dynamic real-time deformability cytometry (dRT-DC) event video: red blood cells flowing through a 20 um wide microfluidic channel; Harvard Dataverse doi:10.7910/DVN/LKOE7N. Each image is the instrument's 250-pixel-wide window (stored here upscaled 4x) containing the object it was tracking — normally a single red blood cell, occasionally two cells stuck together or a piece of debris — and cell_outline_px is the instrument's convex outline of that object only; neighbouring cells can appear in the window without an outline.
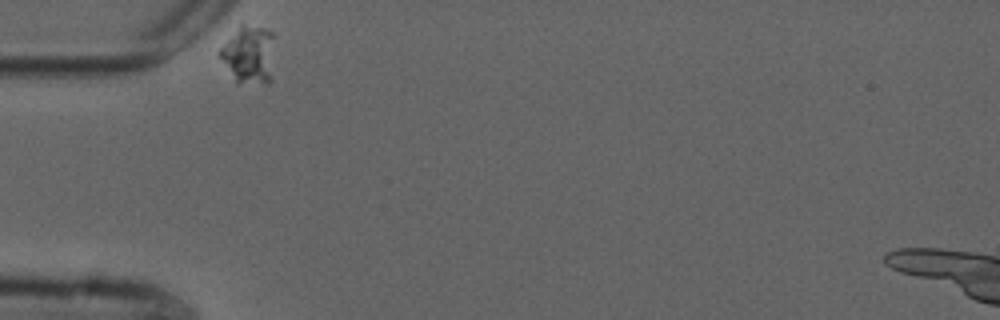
{"species": "common noctule bat (a hibernating species)", "species_latin": "Nyctalus noctula", "temperature_condition": "cold", "stored_images_in_passage": 36, "camera_frame_rate_fps": 3000, "um_per_image_px": 0.085, "animal": {"sex": "male", "forearm_length_mm": 52.5}, "frame": {"image": 1, "passage_image": 1, "time_ms": 0.0, "image_size_px": [1000, 320], "cell_outline_px": [[272, 80], [268, 84], [236, 84], [220, 56], [220, 48], [240, 24], [244, 24], [264, 28], [272, 32]], "centroid_in_image_um": [21.16, 4.68], "position_along_channel_um": 63.8, "area_um2": 18.5}}
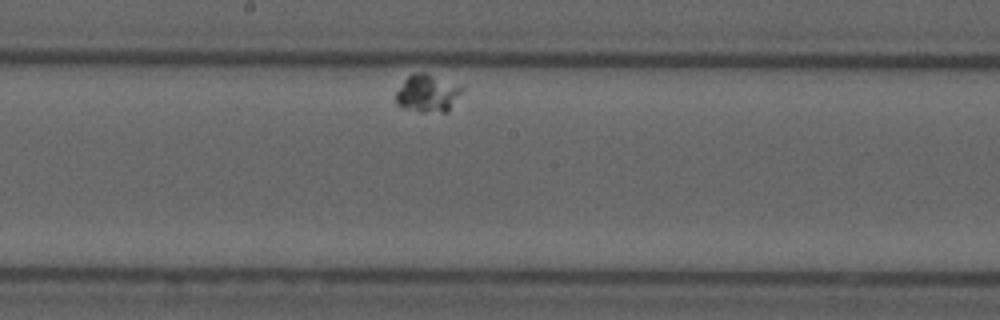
{"frame": {"image": 2, "passage_image": 19, "time_ms": 6.0, "image_size_px": [1000, 320], "cell_outline_px": [[464, 92], [448, 112], [420, 112], [404, 108], [396, 104], [396, 92], [404, 80], [412, 72], [424, 72], [464, 84]], "centroid_in_image_um": [36.42, 7.91], "position_along_channel_um": 211.8, "area_um2": 15.14}}
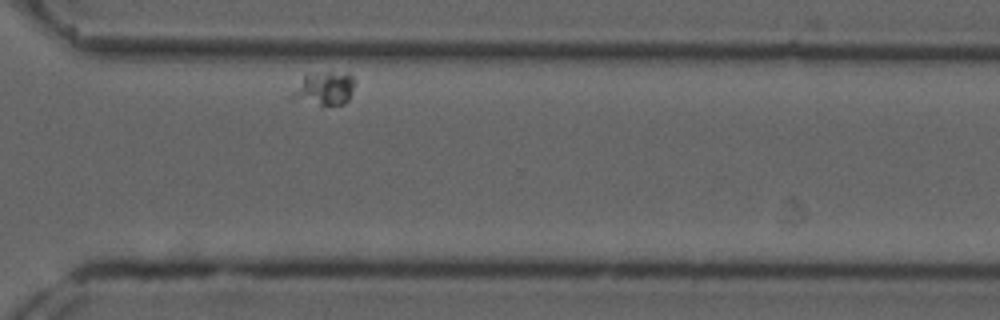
{"frame": {"image": 3, "passage_image": 33, "time_ms": 10.667, "image_size_px": [1000, 320], "cell_outline_px": [[356, 84], [348, 100], [344, 104], [320, 104], [288, 96], [304, 76], [308, 72], [348, 72], [356, 80]], "centroid_in_image_um": [27.63, 7.46], "position_along_channel_um": 343.0, "area_um2": 12.14}}